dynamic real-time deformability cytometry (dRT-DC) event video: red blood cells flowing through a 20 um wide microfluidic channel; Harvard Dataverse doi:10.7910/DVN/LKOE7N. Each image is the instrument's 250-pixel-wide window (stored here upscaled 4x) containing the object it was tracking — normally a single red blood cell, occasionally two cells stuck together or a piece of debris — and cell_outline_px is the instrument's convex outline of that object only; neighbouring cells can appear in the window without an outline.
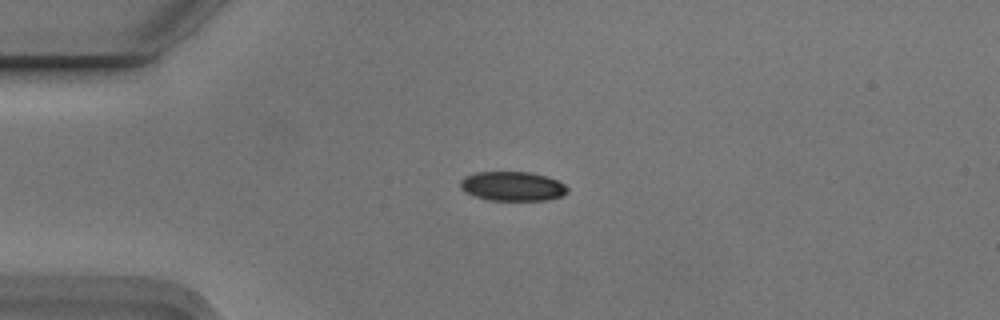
{"species": "Egyptian fruit bat (a non-hibernating species)", "species_latin": "Rousettus aegyptiacus", "temperature_condition": "cold", "stored_images_in_passage": 7, "camera_frame_rate_fps": 3000, "um_per_image_px": 0.085, "animal": {"sex": "male"}, "frame": {"image": 1, "passage_image": 3, "time_ms": 0.667, "image_size_px": [1000, 320], "cell_outline_px": [[568, 192], [560, 196], [544, 200], [488, 200], [472, 196], [464, 192], [460, 188], [460, 180], [464, 176], [476, 172], [532, 172], [548, 176], [564, 184], [568, 188]], "centroid_in_image_um": [43.52, 15.82], "position_along_channel_um": 41.5, "area_um2": 18.5}}
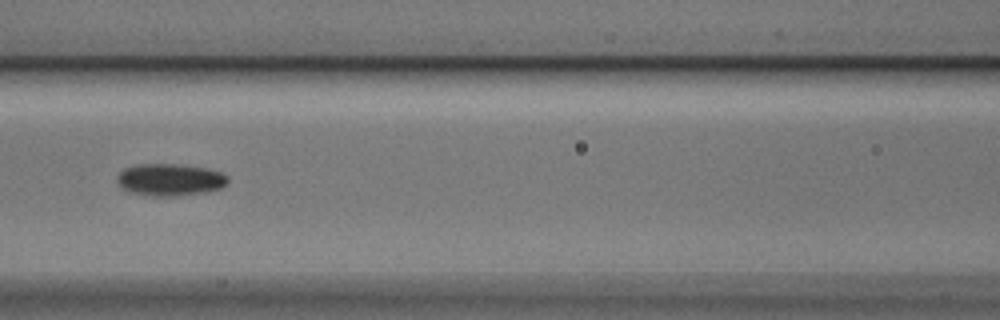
{"frame": {"image": 2, "passage_image": 6, "time_ms": 1.667, "image_size_px": [1000, 320], "cell_outline_px": [[228, 184], [220, 188], [208, 192], [176, 196], [152, 196], [128, 192], [116, 180], [116, 176], [124, 168], [136, 164], [184, 164], [208, 168], [224, 172], [228, 176]], "centroid_in_image_um": [14.49, 15.26], "position_along_channel_um": 152.1, "area_um2": 21.15}}
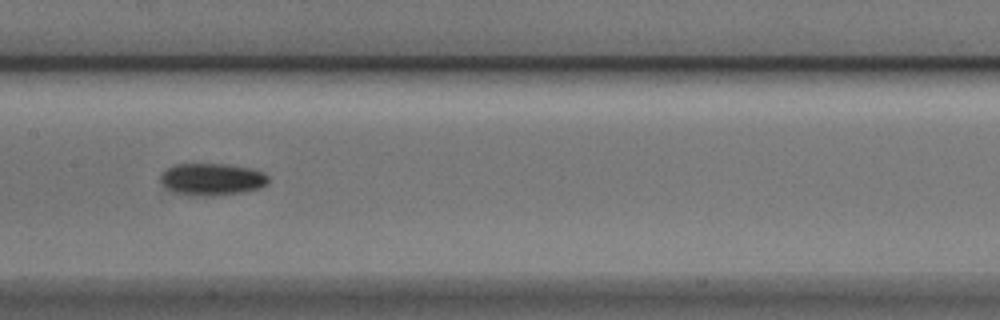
{"frame": {"image": 3, "passage_image": 7, "time_ms": 2.0, "image_size_px": [1000, 320], "cell_outline_px": [[268, 184], [260, 188], [244, 192], [216, 196], [188, 196], [172, 192], [160, 184], [160, 172], [172, 164], [228, 164], [248, 168], [264, 172], [268, 176]], "centroid_in_image_um": [17.96, 15.25], "position_along_channel_um": 189.4, "area_um2": 20.75}}